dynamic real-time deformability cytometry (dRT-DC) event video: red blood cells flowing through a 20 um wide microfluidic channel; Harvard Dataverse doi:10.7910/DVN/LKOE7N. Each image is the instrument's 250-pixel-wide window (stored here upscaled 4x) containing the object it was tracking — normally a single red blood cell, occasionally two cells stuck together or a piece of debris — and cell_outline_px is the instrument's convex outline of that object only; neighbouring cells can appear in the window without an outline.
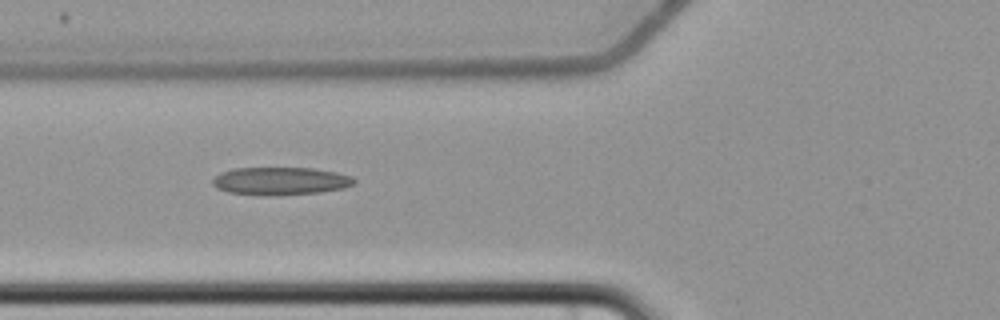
{"species": "common noctule bat (a hibernating species)", "species_latin": "Nyctalus noctula", "temperature_condition": "cold", "stored_images_in_passage": 9, "camera_frame_rate_fps": 3000, "um_per_image_px": 0.085, "animal": {"sex": "female", "body_mass_g": 22.7, "forearm_length_mm": 54.2}, "frame": {"image": 1, "passage_image": 6, "time_ms": 7.0, "image_size_px": [1000, 320], "cell_outline_px": [[356, 184], [344, 188], [320, 192], [228, 192], [216, 188], [212, 184], [212, 180], [220, 172], [232, 168], [312, 168], [336, 172], [352, 176], [356, 180]], "centroid_in_image_um": [23.89, 15.32], "position_along_channel_um": 101.9, "area_um2": 21.79}}
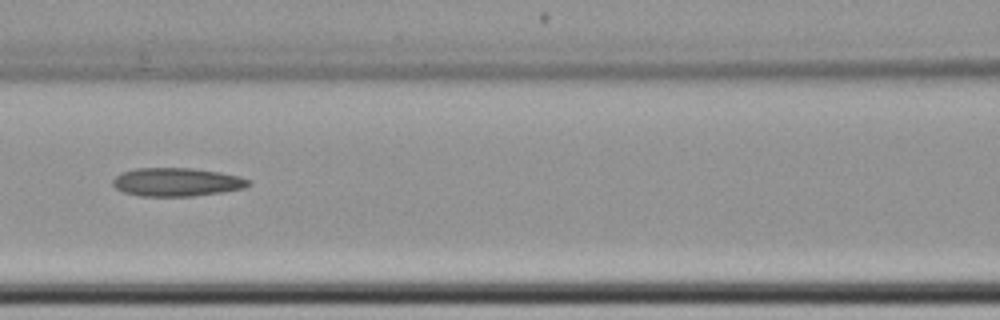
{"frame": {"image": 2, "passage_image": 7, "time_ms": 8.333, "image_size_px": [1000, 320], "cell_outline_px": [[252, 184], [244, 188], [220, 192], [192, 196], [140, 196], [124, 192], [116, 188], [112, 184], [112, 180], [120, 172], [136, 168], [192, 168], [220, 172], [240, 176], [252, 180]], "centroid_in_image_um": [15.03, 15.47], "position_along_channel_um": 151.6, "area_um2": 22.6}}
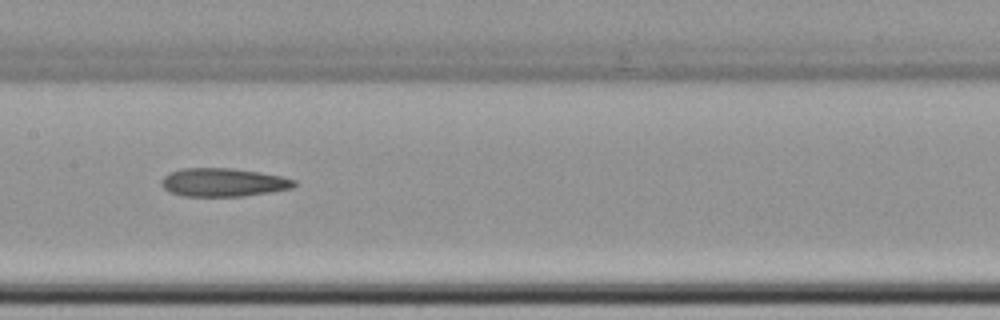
{"frame": {"image": 3, "passage_image": 8, "time_ms": 9.333, "image_size_px": [1000, 320], "cell_outline_px": [[296, 184], [292, 188], [272, 192], [244, 196], [180, 196], [168, 192], [160, 184], [160, 180], [168, 172], [180, 168], [232, 168], [260, 172], [280, 176], [296, 180]], "centroid_in_image_um": [18.93, 15.5], "position_along_channel_um": 188.5, "area_um2": 22.25}}